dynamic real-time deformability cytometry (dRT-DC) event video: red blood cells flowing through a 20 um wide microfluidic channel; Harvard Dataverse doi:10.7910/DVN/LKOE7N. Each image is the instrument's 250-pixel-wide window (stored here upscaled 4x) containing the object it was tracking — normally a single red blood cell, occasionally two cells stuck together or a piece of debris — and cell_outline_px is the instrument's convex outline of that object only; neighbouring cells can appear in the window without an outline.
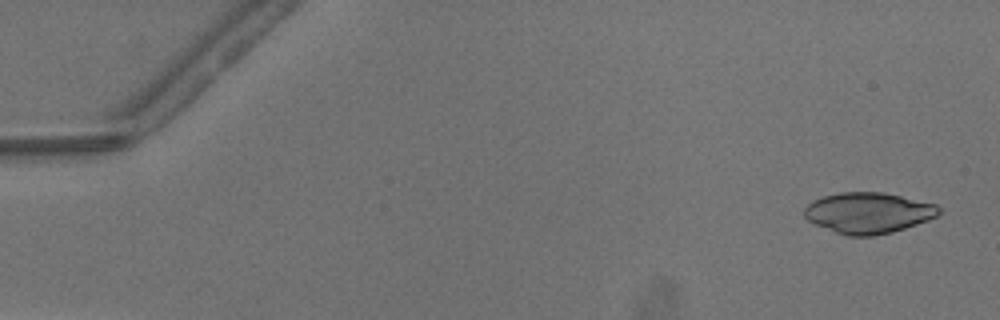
{"species": "common noctule bat (a hibernating species)", "species_latin": "Nyctalus noctula", "temperature_condition": "warm", "stored_images_in_passage": 42, "camera_frame_rate_fps": 3000, "um_per_image_px": 0.085, "animal": {"sex": "male", "body_mass_g": 13.3}, "frame": {"image": 1, "passage_image": 2, "time_ms": 0.333, "image_size_px": [1000, 320], "cell_outline_px": [[940, 212], [936, 216], [928, 220], [892, 232], [876, 236], [848, 236], [836, 232], [816, 224], [808, 220], [804, 216], [804, 208], [812, 200], [824, 196], [840, 192], [884, 192], [936, 204], [940, 208]], "centroid_in_image_um": [73.8, 18.09], "position_along_channel_um": 11.2, "area_um2": 31.96}}